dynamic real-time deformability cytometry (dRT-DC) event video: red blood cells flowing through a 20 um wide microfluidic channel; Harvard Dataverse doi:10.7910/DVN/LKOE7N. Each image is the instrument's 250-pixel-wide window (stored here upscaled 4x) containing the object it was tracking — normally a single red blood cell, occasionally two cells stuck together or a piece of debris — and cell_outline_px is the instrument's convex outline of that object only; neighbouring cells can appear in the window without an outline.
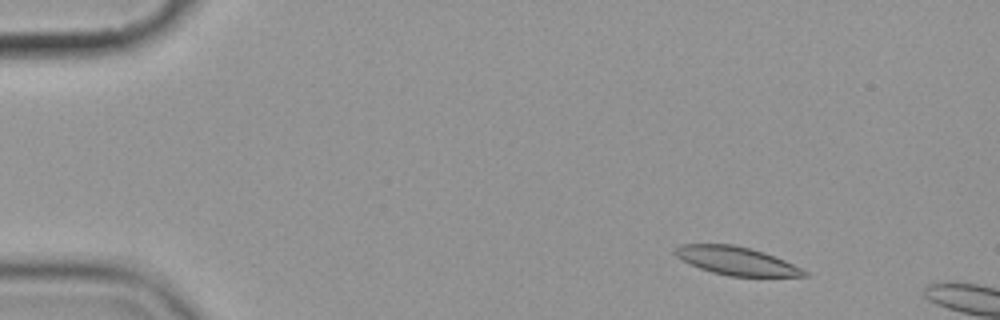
{"species": "common noctule bat (a hibernating species)", "species_latin": "Nyctalus noctula", "temperature_condition": "cold", "stored_images_in_passage": 3, "camera_frame_rate_fps": 3000, "um_per_image_px": 0.085, "animal": {"sex": "female", "body_mass_g": 19.9}, "frame": {"image": 1, "passage_image": 1, "time_ms": 0.0, "image_size_px": [1000, 320], "cell_outline_px": [[808, 276], [728, 276], [712, 272], [700, 268], [676, 256], [672, 252], [680, 244], [732, 244], [752, 248], [764, 252], [784, 260], [808, 272]], "centroid_in_image_um": [62.58, 22.16], "position_along_channel_um": 22.4, "area_um2": 21.04}}